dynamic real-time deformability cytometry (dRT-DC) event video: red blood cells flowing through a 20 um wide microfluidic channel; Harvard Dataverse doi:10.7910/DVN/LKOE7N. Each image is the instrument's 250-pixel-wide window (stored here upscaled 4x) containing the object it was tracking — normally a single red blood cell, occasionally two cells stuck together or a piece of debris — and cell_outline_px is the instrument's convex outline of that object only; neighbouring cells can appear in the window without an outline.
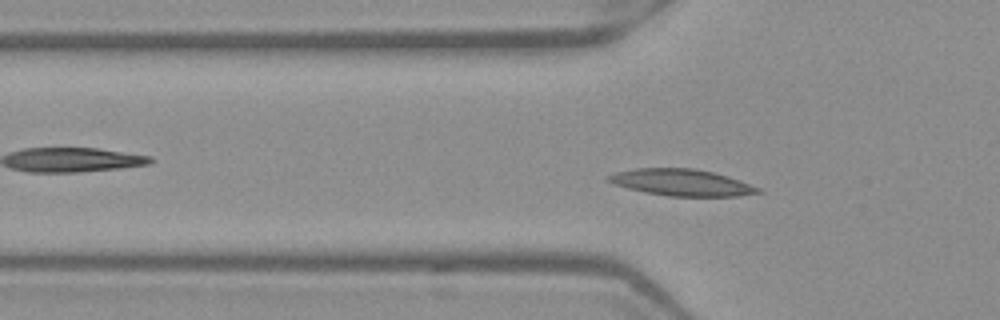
{"species": "Egyptian fruit bat (a non-hibernating species)", "species_latin": "Rousettus aegyptiacus", "temperature_condition": "warm", "stored_images_in_passage": 49, "segment_of_instrument_passage": [1, 2], "camera_frame_rate_fps": 3000, "um_per_image_px": 0.085, "frame": {"image": 1, "passage_image": 13, "time_ms": 4.0, "image_size_px": [1000, 320], "cell_outline_px": [[764, 192], [740, 196], [668, 196], [644, 192], [628, 188], [604, 180], [604, 176], [616, 172], [636, 168], [692, 168], [712, 172], [728, 176], [760, 188]], "centroid_in_image_um": [57.91, 15.51], "position_along_channel_um": 67.9, "area_um2": 23.24}}
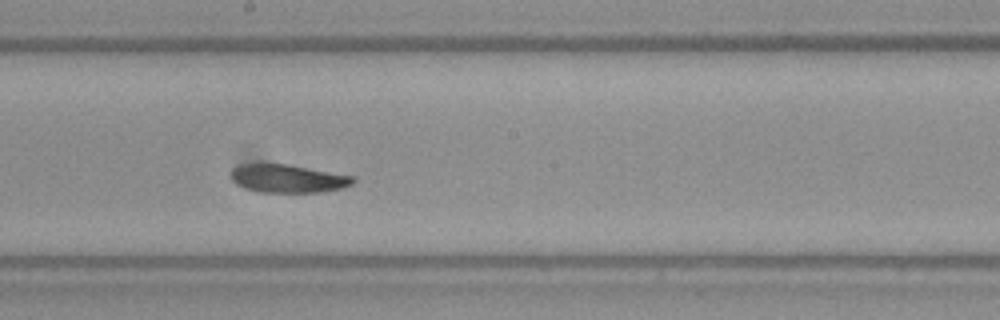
{"frame": {"image": 2, "passage_image": 25, "time_ms": 8.0, "image_size_px": [1000, 320], "cell_outline_px": [[356, 180], [352, 184], [344, 188], [320, 192], [264, 192], [248, 188], [236, 184], [232, 180], [232, 168], [240, 164], [260, 160], [288, 164], [352, 176]], "centroid_in_image_um": [24.42, 15.13], "position_along_channel_um": 223.8, "area_um2": 20.46}}
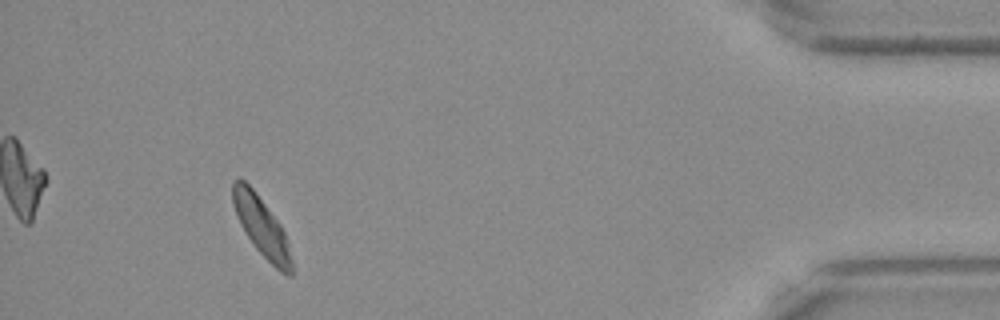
{"frame": {"image": 3, "passage_image": 44, "time_ms": 14.333, "image_size_px": [1000, 320], "cell_outline_px": [[292, 276], [288, 276], [280, 272], [256, 248], [240, 224], [232, 204], [232, 180], [244, 180], [256, 192], [280, 224], [284, 232], [288, 244], [292, 260]], "centroid_in_image_um": [22.23, 19.26], "position_along_channel_um": 413.0, "area_um2": 20.0}}